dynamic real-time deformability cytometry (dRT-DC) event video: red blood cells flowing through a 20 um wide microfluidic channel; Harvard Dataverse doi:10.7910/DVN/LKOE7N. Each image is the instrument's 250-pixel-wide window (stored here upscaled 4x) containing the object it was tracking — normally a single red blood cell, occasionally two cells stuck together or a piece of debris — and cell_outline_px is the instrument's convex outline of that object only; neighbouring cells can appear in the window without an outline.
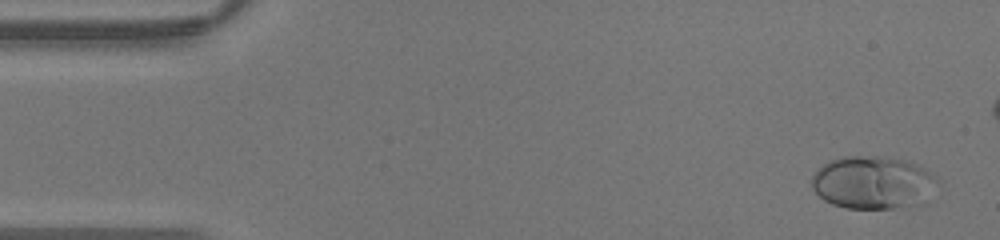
{"species": "human", "species_latin": "Homo sapiens", "temperature_condition": "warm", "stored_images_in_passage": 39, "camera_frame_rate_fps": 3000, "um_per_image_px": 0.085, "donor": {"sex": "male"}, "frame": {"image": 1, "passage_image": 2, "time_ms": 0.333, "image_size_px": [1000, 240], "cell_outline_px": [[944, 180], [924, 204], [892, 208], [848, 208], [832, 204], [824, 200], [812, 188], [808, 180], [816, 168], [832, 160], [844, 156], [884, 156], [904, 160], [920, 164], [940, 176]], "centroid_in_image_um": [74.3, 15.5], "position_along_channel_um": 10.7, "area_um2": 40.06}}
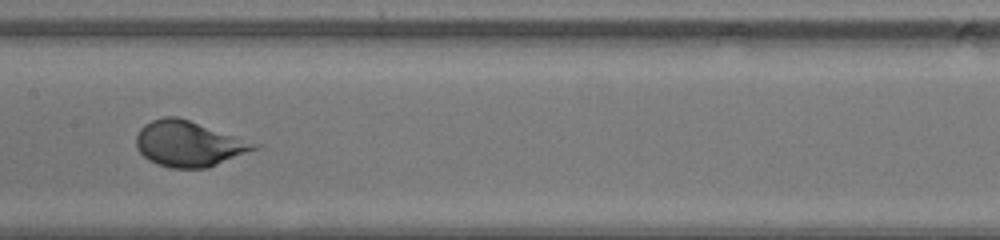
{"frame": {"image": 2, "passage_image": 21, "time_ms": 6.667, "image_size_px": [1000, 240], "cell_outline_px": [[264, 144], [260, 148], [208, 168], [172, 168], [156, 164], [148, 160], [136, 148], [136, 136], [140, 128], [144, 124], [152, 120], [164, 116], [180, 116]], "centroid_in_image_um": [16.11, 12.2], "position_along_channel_um": 191.3, "area_um2": 32.14}}
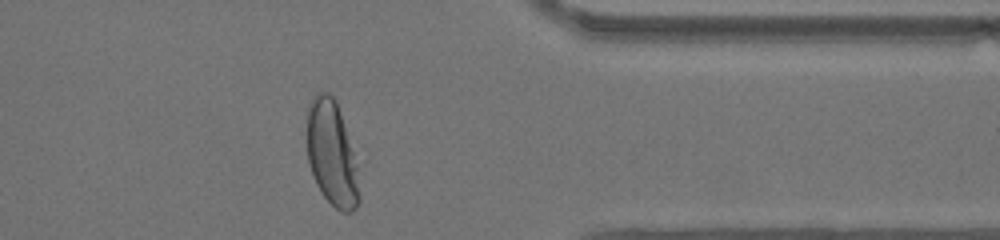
{"frame": {"image": 3, "passage_image": 34, "time_ms": 11.0, "image_size_px": [1000, 240], "cell_outline_px": [[360, 200], [356, 208], [352, 212], [340, 212], [320, 192], [312, 176], [308, 160], [308, 108], [316, 92], [328, 92], [336, 100], [356, 164], [360, 196]], "centroid_in_image_um": [28.2, 13.11], "position_along_channel_um": 383.2, "area_um2": 31.44}}